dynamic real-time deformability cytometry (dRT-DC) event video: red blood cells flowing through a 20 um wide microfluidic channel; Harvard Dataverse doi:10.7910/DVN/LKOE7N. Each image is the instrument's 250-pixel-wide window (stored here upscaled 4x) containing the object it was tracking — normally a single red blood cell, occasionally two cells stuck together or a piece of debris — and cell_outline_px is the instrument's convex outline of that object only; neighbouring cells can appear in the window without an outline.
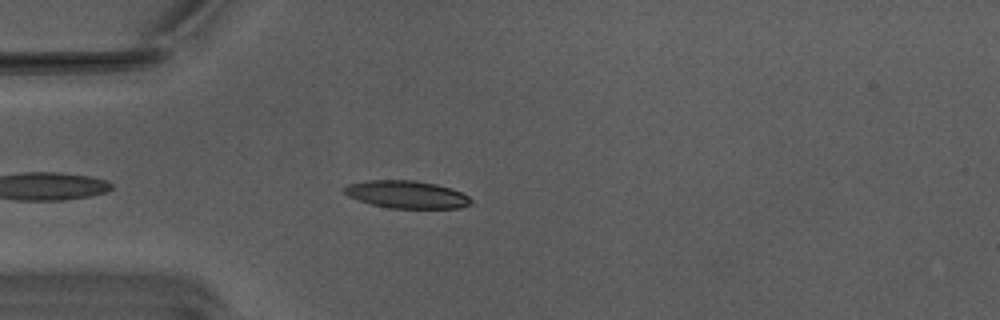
{"species": "Egyptian fruit bat (a non-hibernating species)", "species_latin": "Rousettus aegyptiacus", "temperature_condition": "warm", "stored_images_in_passage": 10, "camera_frame_rate_fps": 3000, "um_per_image_px": 0.085, "animal": {"sex": "male"}, "frame": {"image": 1, "passage_image": 4, "time_ms": 1.0, "image_size_px": [1000, 320], "cell_outline_px": [[476, 200], [472, 204], [460, 208], [388, 208], [372, 204], [348, 196], [344, 192], [344, 188], [348, 184], [368, 180], [416, 180], [436, 184], [452, 188]], "centroid_in_image_um": [34.63, 16.53], "position_along_channel_um": 50.4, "area_um2": 20.46}}